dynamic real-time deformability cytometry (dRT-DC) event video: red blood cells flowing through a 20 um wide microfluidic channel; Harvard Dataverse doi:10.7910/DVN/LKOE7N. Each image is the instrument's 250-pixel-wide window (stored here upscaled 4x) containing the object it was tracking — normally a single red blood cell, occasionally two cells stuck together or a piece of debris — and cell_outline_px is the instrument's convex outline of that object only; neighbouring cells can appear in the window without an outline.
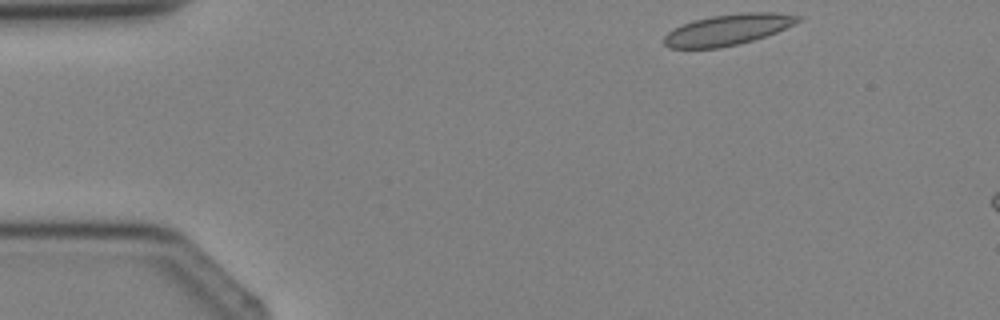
{"species": "Egyptian fruit bat (a non-hibernating species)", "species_latin": "Rousettus aegyptiacus", "temperature_condition": "cold", "stored_images_in_passage": 3, "camera_frame_rate_fps": 3000, "um_per_image_px": 0.085, "animal": {"sex": "female"}, "frame": {"image": 1, "passage_image": 1, "time_ms": 0.0, "image_size_px": [1000, 320], "cell_outline_px": [[804, 20], [776, 32], [752, 40], [720, 48], [668, 48], [664, 44], [664, 36], [668, 32], [684, 24], [696, 20], [712, 16], [744, 12], [776, 12], [800, 16]], "centroid_in_image_um": [61.9, 2.52], "position_along_channel_um": 23.1, "area_um2": 23.87}}
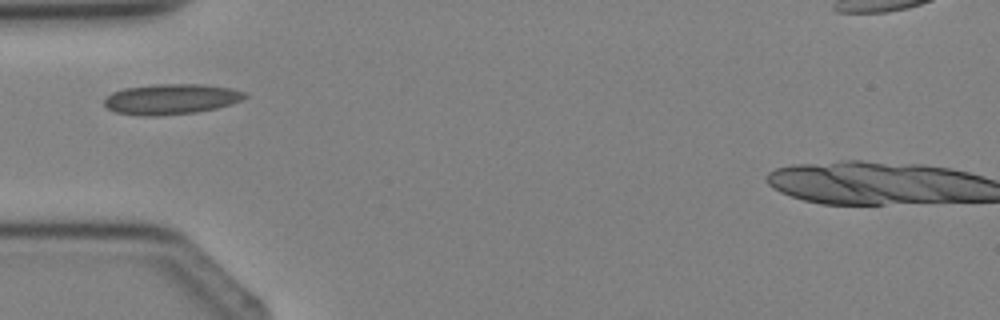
{"frame": {"image": 2, "passage_image": 3, "time_ms": 2.333, "image_size_px": [1000, 320], "cell_outline_px": [[248, 96], [240, 100], [216, 108], [196, 112], [156, 116], [144, 116], [116, 112], [108, 108], [104, 104], [104, 100], [112, 92], [124, 88], [156, 84], [204, 84], [228, 88], [244, 92]], "centroid_in_image_um": [14.51, 8.42], "position_along_channel_um": 70.5, "area_um2": 24.68}}